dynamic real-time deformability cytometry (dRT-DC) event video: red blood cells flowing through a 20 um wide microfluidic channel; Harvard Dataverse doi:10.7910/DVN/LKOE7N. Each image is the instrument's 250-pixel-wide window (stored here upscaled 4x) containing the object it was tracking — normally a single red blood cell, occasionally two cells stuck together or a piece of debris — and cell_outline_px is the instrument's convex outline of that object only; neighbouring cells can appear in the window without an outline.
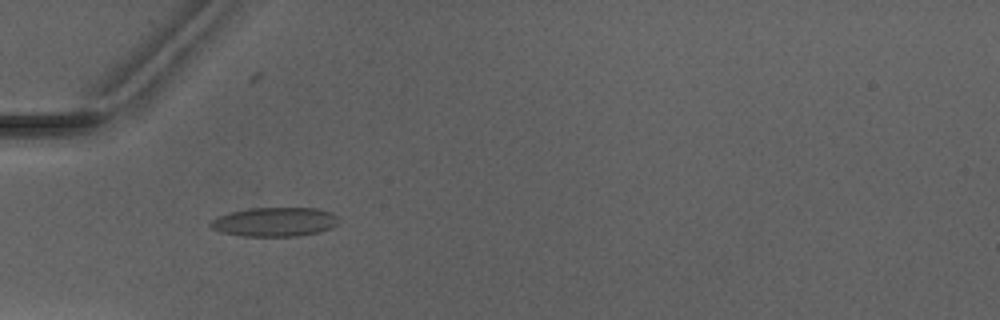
{"species": "Egyptian fruit bat (a non-hibernating species)", "species_latin": "Rousettus aegyptiacus", "temperature_condition": "warm", "stored_images_in_passage": 7, "camera_frame_rate_fps": 3000, "um_per_image_px": 0.085, "animal": {"sex": "male"}, "frame": {"image": 1, "passage_image": 6, "time_ms": 5.667, "image_size_px": [1000, 320], "cell_outline_px": [[336, 224], [320, 232], [300, 236], [240, 236], [220, 232], [212, 228], [208, 224], [212, 220], [220, 216], [232, 212], [248, 208], [316, 208], [332, 212], [336, 216]], "centroid_in_image_um": [23.33, 18.87], "position_along_channel_um": 61.7, "area_um2": 21.62}}